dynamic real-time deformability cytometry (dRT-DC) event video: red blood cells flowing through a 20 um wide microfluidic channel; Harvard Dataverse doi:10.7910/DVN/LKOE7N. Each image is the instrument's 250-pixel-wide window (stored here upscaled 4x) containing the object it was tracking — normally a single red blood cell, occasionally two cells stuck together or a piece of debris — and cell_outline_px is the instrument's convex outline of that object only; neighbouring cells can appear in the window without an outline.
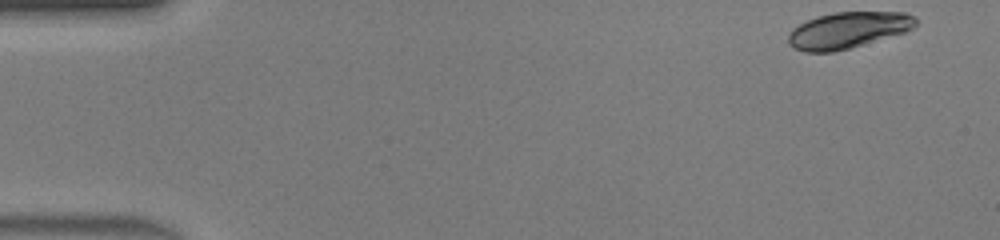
{"species": "human", "species_latin": "Homo sapiens", "temperature_condition": "warm", "stored_images_in_passage": 45, "camera_frame_rate_fps": 3000, "um_per_image_px": 0.085, "donor": {"sex": "male"}, "frame": {"image": 1, "passage_image": 1, "time_ms": 0.0, "image_size_px": [1000, 240], "cell_outline_px": [[916, 24], [912, 28], [904, 32], [848, 48], [832, 52], [804, 52], [792, 48], [788, 44], [788, 32], [792, 28], [816, 16], [832, 12], [904, 12], [916, 16]], "centroid_in_image_um": [72.02, 2.55], "position_along_channel_um": 13.0, "area_um2": 26.88}}
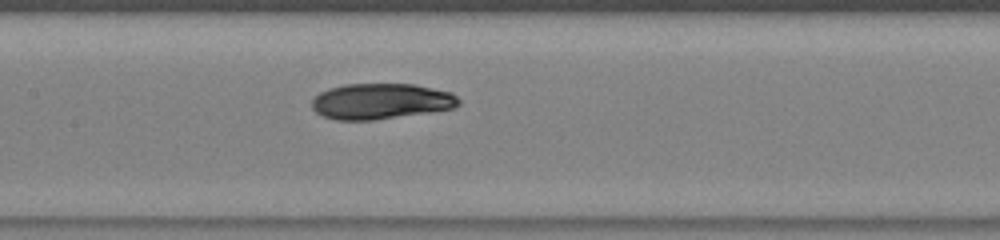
{"frame": {"image": 2, "passage_image": 21, "time_ms": 6.667, "image_size_px": [1000, 240], "cell_outline_px": [[460, 104], [452, 108], [428, 112], [372, 120], [336, 120], [324, 116], [316, 112], [312, 108], [312, 100], [320, 92], [328, 88], [344, 84], [416, 84], [452, 92], [460, 100]], "centroid_in_image_um": [32.37, 8.6], "position_along_channel_um": 175.0, "area_um2": 30.52}}
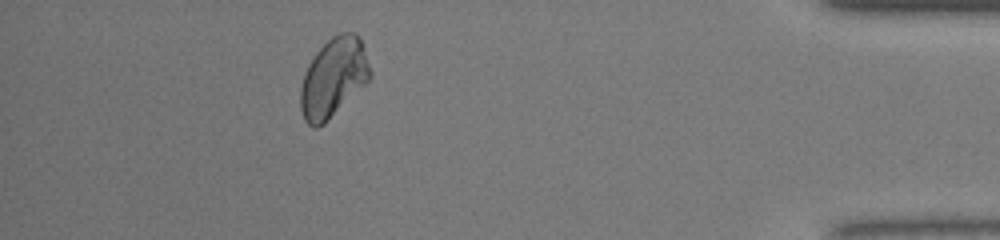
{"frame": {"image": 3, "passage_image": 40, "time_ms": 13.0, "image_size_px": [1000, 240], "cell_outline_px": [[372, 76], [324, 124], [316, 128], [312, 128], [304, 120], [300, 108], [300, 88], [308, 64], [316, 52], [332, 36], [340, 32], [356, 32], [364, 44], [372, 72]], "centroid_in_image_um": [28.35, 6.58], "position_along_channel_um": 406.9, "area_um2": 32.08}, "authors_computed_cell_mechanics": {"area_um2": 29.9982, "velocity_mm_per_s": 4.4538, "shape_relaxation_time_tau1_ms": 3.4719, "shape_relaxation_time_tau2_ms": 3.585, "deformation_change_tau1": 0.1265, "deformation_change_tau2": 0.0495}}